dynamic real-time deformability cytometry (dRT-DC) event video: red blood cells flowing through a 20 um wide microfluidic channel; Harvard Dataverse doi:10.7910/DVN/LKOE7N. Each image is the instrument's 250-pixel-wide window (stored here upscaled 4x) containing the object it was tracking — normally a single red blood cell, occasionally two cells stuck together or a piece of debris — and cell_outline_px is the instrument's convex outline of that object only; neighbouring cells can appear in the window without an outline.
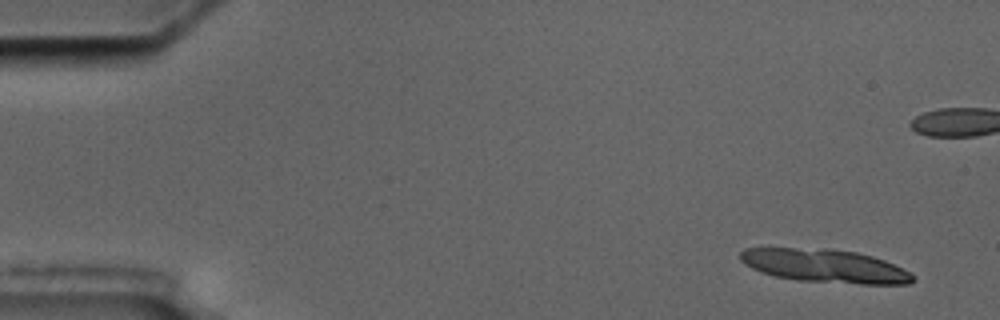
{"species": "common noctule bat (a hibernating species)", "species_latin": "Nyctalus noctula", "temperature_condition": "cold", "stored_images_in_passage": 6, "camera_frame_rate_fps": 3000, "um_per_image_px": 0.085, "animal": {"sex": "male", "body_mass_g": 17.5, "forearm_length_mm": 52.3}, "frame": {"image": 1, "passage_image": 1, "time_ms": 0.0, "image_size_px": [1000, 320], "cell_outline_px": [[916, 280], [908, 284], [860, 284], [796, 280], [776, 276], [760, 272], [744, 264], [740, 260], [740, 252], [744, 248], [824, 248], [856, 252], [872, 256], [884, 260], [916, 276]], "centroid_in_image_um": [70.1, 22.6], "position_along_channel_um": 14.9, "area_um2": 33.52}}
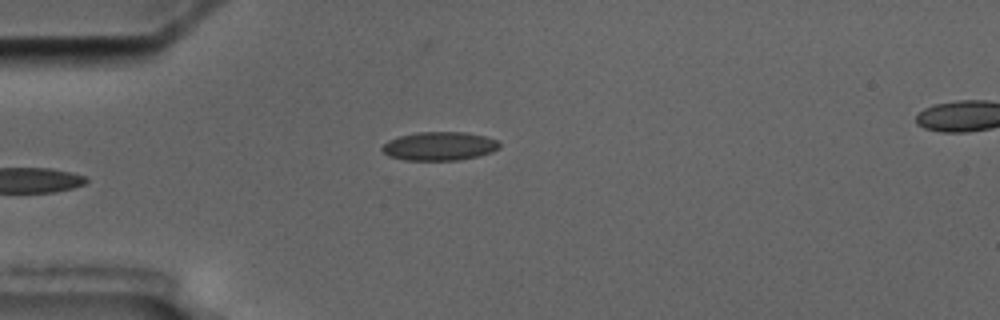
{"frame": {"image": 2, "passage_image": 6, "time_ms": 5.667, "image_size_px": [1000, 320], "cell_outline_px": [[500, 148], [492, 152], [480, 156], [460, 160], [404, 160], [388, 156], [380, 148], [388, 140], [396, 136], [416, 132], [464, 132], [484, 136], [496, 140], [500, 144]], "centroid_in_image_um": [37.33, 12.42], "position_along_channel_um": 47.7, "area_um2": 19.77}}